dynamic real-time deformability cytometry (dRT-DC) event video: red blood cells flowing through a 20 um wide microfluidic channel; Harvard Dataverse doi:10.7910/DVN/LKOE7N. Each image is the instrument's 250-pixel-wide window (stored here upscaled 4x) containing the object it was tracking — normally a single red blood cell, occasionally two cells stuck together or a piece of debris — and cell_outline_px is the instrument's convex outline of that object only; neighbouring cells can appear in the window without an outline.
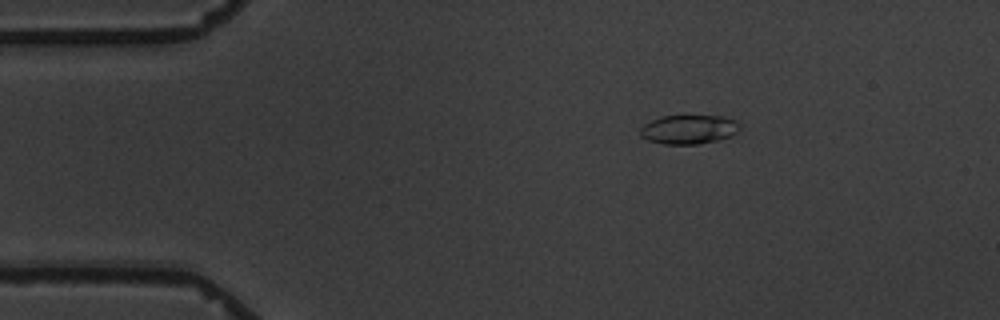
{"species": "common noctule bat (a hibernating species)", "species_latin": "Nyctalus noctula", "temperature_condition": "warm", "stored_images_in_passage": 2, "camera_frame_rate_fps": 3000, "um_per_image_px": 0.085, "animal": {"sex": "male", "body_mass_g": 19.5, "forearm_length_mm": 54.6}, "frame": {"image": 1, "passage_image": 1, "time_ms": 0.0, "image_size_px": [1000, 320], "cell_outline_px": [[740, 128], [736, 132], [728, 136], [716, 140], [696, 144], [664, 144], [648, 140], [640, 136], [640, 128], [644, 124], [652, 120], [664, 116], [724, 116], [736, 120], [740, 124]], "centroid_in_image_um": [58.53, 10.99], "position_along_channel_um": 26.5, "area_um2": 16.7}}